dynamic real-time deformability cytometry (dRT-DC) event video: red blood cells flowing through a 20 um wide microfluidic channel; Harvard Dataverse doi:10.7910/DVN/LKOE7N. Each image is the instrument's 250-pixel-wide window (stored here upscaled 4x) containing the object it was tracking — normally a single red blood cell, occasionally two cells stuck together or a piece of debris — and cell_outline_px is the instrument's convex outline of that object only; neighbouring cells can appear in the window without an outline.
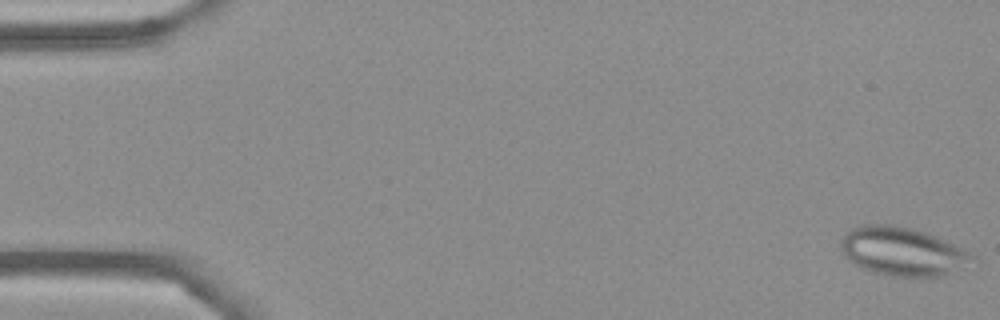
{"species": "Egyptian fruit bat (a non-hibernating species)", "species_latin": "Rousettus aegyptiacus", "temperature_condition": "cold", "stored_images_in_passage": 56, "camera_frame_rate_fps": 3000, "um_per_image_px": 0.085, "frame": {"image": 1, "passage_image": 1, "time_ms": 0.0, "image_size_px": [1000, 320], "cell_outline_px": [[980, 260], [948, 276], [888, 276], [860, 268], [848, 260], [840, 248], [840, 240], [852, 228], [864, 224], [892, 224], [912, 228], [936, 236], [976, 256]], "centroid_in_image_um": [76.75, 21.39], "position_along_channel_um": 8.3, "area_um2": 37.57}}
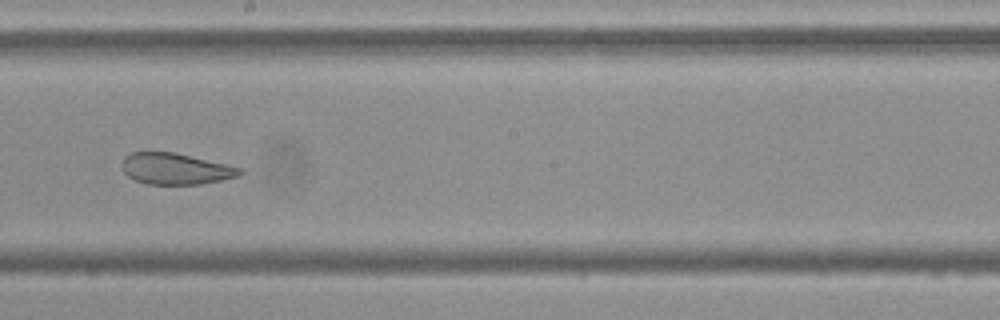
{"frame": {"image": 2, "passage_image": 31, "time_ms": 10.0, "image_size_px": [1000, 320], "cell_outline_px": [[244, 172], [240, 176], [200, 184], [148, 184], [136, 180], [128, 176], [124, 172], [120, 164], [124, 156], [132, 152], [176, 152], [228, 164], [244, 168]], "centroid_in_image_um": [14.95, 14.33], "position_along_channel_um": 233.2, "area_um2": 21.73}}
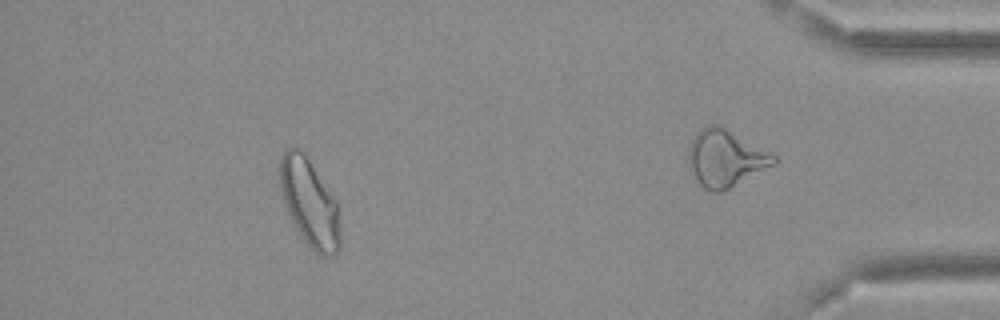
{"frame": {"image": 3, "passage_image": 50, "time_ms": 16.333, "image_size_px": [1000, 320], "cell_outline_px": [[340, 248], [336, 256], [320, 256], [300, 236], [288, 212], [280, 188], [280, 156], [288, 148], [300, 148], [336, 200], [340, 232]], "centroid_in_image_um": [26.32, 17.28], "position_along_channel_um": 408.9, "area_um2": 30.29}, "authors_computed_cell_mechanics": {"area_um2": 29.1023, "velocity_mm_per_s": 3.6592, "shape_relaxation_time_tau1_ms": null, "shape_relaxation_time_tau2_ms": 1.7874, "deformation_change_tau1": null, "deformation_change_tau2": 0.0827}}